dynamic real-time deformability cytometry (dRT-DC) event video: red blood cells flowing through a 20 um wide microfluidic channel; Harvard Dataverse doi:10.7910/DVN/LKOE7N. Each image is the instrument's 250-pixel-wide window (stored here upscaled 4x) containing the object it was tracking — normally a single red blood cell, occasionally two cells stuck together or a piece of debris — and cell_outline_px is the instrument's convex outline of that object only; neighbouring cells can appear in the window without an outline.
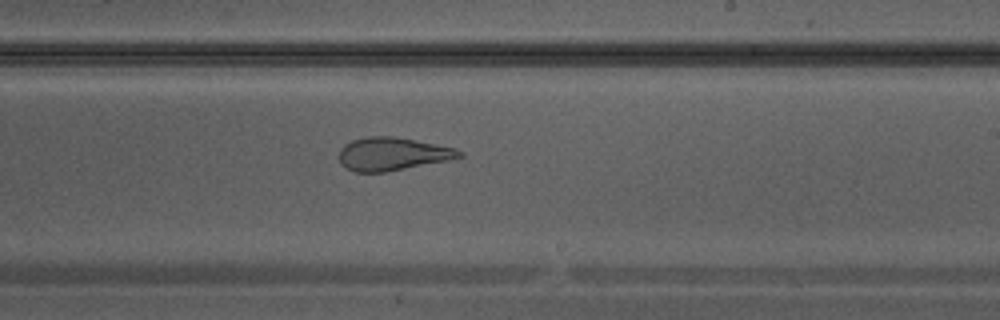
{"species": "Egyptian fruit bat (a non-hibernating species)", "species_latin": "Rousettus aegyptiacus", "temperature_condition": "warm", "stored_images_in_passage": 26, "camera_frame_rate_fps": 3000, "um_per_image_px": 0.085, "animal": {"sex": "male"}, "frame": {"image": 1, "passage_image": 12, "time_ms": 3.667, "image_size_px": [1000, 320], "cell_outline_px": [[464, 156], [448, 160], [384, 172], [356, 172], [340, 164], [340, 148], [344, 144], [352, 140], [368, 136], [392, 136], [456, 148], [464, 152]], "centroid_in_image_um": [33.35, 13.08], "position_along_channel_um": 255.7, "area_um2": 22.95}}